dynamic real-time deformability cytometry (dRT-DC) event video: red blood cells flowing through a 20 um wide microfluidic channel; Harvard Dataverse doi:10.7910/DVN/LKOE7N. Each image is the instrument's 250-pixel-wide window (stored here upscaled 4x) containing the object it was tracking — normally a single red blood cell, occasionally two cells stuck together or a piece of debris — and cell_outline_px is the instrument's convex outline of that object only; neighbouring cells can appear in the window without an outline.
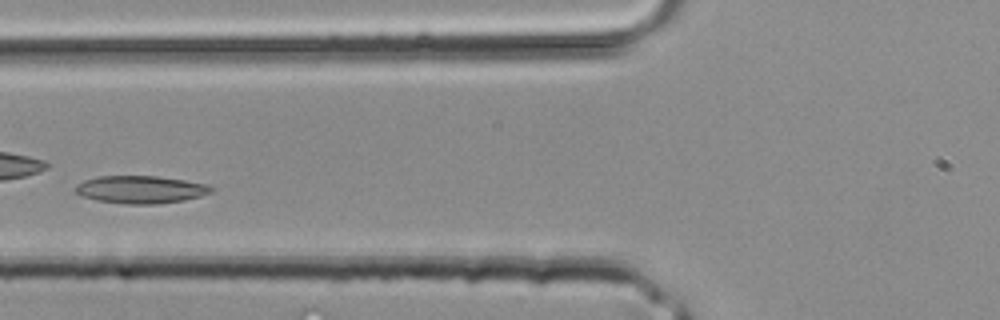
{"species": "common noctule bat (a hibernating species)", "species_latin": "Nyctalus noctula", "temperature_condition": "room temperature", "stored_images_in_passage": 2, "camera_frame_rate_fps": 3000, "um_per_image_px": 0.085, "animal": {"sex": "male", "body_mass_g": 20.4}, "frame": {"image": 1, "passage_image": 2, "time_ms": 0.333, "image_size_px": [1000, 320], "cell_outline_px": [[212, 192], [200, 196], [184, 200], [156, 204], [128, 204], [96, 200], [84, 196], [76, 192], [76, 184], [84, 180], [96, 176], [156, 176], [184, 180], [208, 184], [212, 188]], "centroid_in_image_um": [11.96, 16.1], "position_along_channel_um": 113.8, "area_um2": 21.73}}